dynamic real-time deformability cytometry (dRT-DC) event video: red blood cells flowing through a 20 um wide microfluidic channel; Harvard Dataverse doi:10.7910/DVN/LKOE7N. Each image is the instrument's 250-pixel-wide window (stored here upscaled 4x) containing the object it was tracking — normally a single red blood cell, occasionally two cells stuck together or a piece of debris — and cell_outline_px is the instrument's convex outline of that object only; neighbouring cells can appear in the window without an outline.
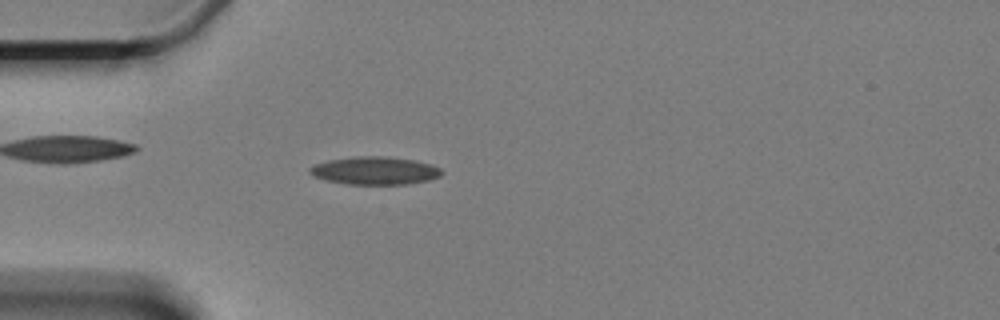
{"species": "Egyptian fruit bat (a non-hibernating species)", "species_latin": "Rousettus aegyptiacus", "temperature_condition": "cold", "stored_images_in_passage": 51, "camera_frame_rate_fps": 3000, "um_per_image_px": 0.085, "animal": {"sex": "female"}, "frame": {"image": 1, "passage_image": 8, "time_ms": 2.333, "image_size_px": [1000, 320], "cell_outline_px": [[444, 172], [440, 176], [428, 180], [408, 184], [348, 184], [328, 180], [312, 176], [308, 172], [308, 168], [316, 164], [328, 160], [356, 156], [388, 156], [416, 160], [432, 164], [440, 168]], "centroid_in_image_um": [31.89, 14.49], "position_along_channel_um": 53.1, "area_um2": 21.56}}
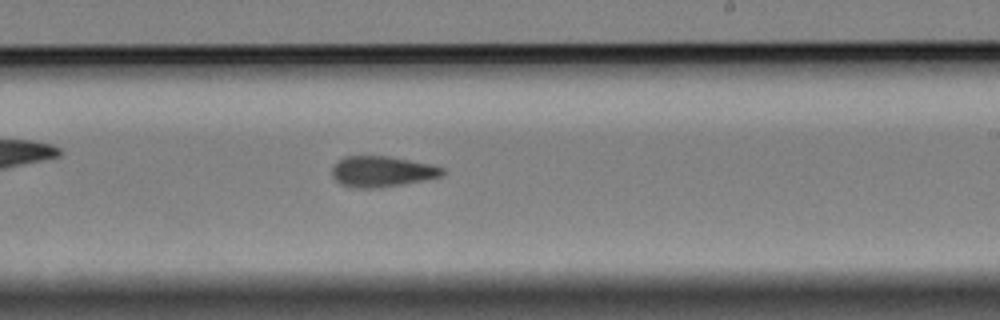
{"frame": {"image": 2, "passage_image": 27, "time_ms": 8.667, "image_size_px": [1000, 320], "cell_outline_px": [[444, 172], [440, 176], [424, 180], [404, 184], [380, 188], [352, 188], [340, 184], [332, 176], [332, 168], [344, 156], [388, 156], [432, 164], [444, 168]], "centroid_in_image_um": [32.46, 14.59], "position_along_channel_um": 256.5, "area_um2": 19.83}}
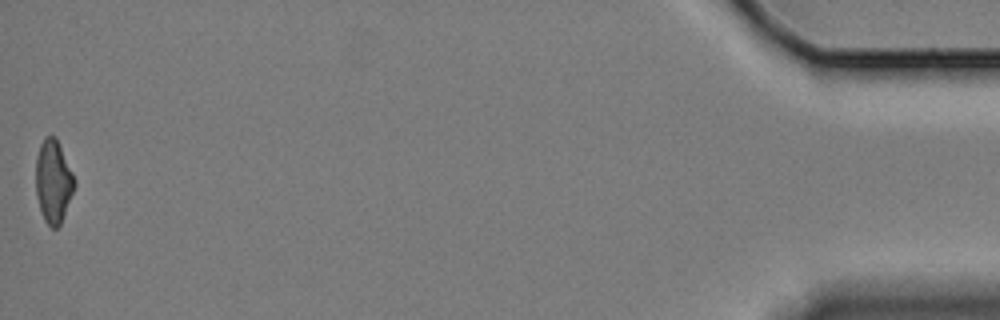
{"frame": {"image": 3, "passage_image": 51, "time_ms": 16.667, "image_size_px": [1000, 320], "cell_outline_px": [[76, 184], [60, 224], [56, 228], [52, 228], [44, 220], [36, 196], [36, 156], [40, 144], [44, 136], [56, 136], [60, 144], [76, 180]], "centroid_in_image_um": [4.53, 15.38], "position_along_channel_um": 430.7, "area_um2": 18.73}, "authors_computed_cell_mechanics": {"area_um2": 19.8254, "velocity_mm_per_s": 3.3306, "shape_relaxation_time_tau1_ms": 5.704, "shape_relaxation_time_tau2_ms": 4.02, "deformation_change_tau1": 0.1514, "deformation_change_tau2": 0.1319}}